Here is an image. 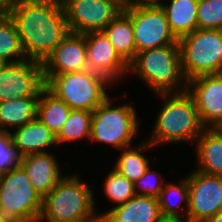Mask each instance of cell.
<instances>
[{
    "mask_svg": "<svg viewBox=\"0 0 222 222\" xmlns=\"http://www.w3.org/2000/svg\"><path fill=\"white\" fill-rule=\"evenodd\" d=\"M26 59L44 62L70 33L61 0H19L6 5Z\"/></svg>",
    "mask_w": 222,
    "mask_h": 222,
    "instance_id": "1",
    "label": "cell"
},
{
    "mask_svg": "<svg viewBox=\"0 0 222 222\" xmlns=\"http://www.w3.org/2000/svg\"><path fill=\"white\" fill-rule=\"evenodd\" d=\"M164 103L156 117L149 141L153 146L194 142L205 129L192 96L187 92L158 93Z\"/></svg>",
    "mask_w": 222,
    "mask_h": 222,
    "instance_id": "2",
    "label": "cell"
},
{
    "mask_svg": "<svg viewBox=\"0 0 222 222\" xmlns=\"http://www.w3.org/2000/svg\"><path fill=\"white\" fill-rule=\"evenodd\" d=\"M77 175H64L43 198L38 222H88L99 214L95 212L93 189Z\"/></svg>",
    "mask_w": 222,
    "mask_h": 222,
    "instance_id": "3",
    "label": "cell"
},
{
    "mask_svg": "<svg viewBox=\"0 0 222 222\" xmlns=\"http://www.w3.org/2000/svg\"><path fill=\"white\" fill-rule=\"evenodd\" d=\"M128 73L136 74L156 95L187 90V80L181 69L179 44L138 52L129 64Z\"/></svg>",
    "mask_w": 222,
    "mask_h": 222,
    "instance_id": "4",
    "label": "cell"
},
{
    "mask_svg": "<svg viewBox=\"0 0 222 222\" xmlns=\"http://www.w3.org/2000/svg\"><path fill=\"white\" fill-rule=\"evenodd\" d=\"M43 76L46 87L70 109L93 111L108 97L107 85H113L104 76L88 69Z\"/></svg>",
    "mask_w": 222,
    "mask_h": 222,
    "instance_id": "5",
    "label": "cell"
},
{
    "mask_svg": "<svg viewBox=\"0 0 222 222\" xmlns=\"http://www.w3.org/2000/svg\"><path fill=\"white\" fill-rule=\"evenodd\" d=\"M181 69L188 81L222 73V30L196 29L178 40Z\"/></svg>",
    "mask_w": 222,
    "mask_h": 222,
    "instance_id": "6",
    "label": "cell"
},
{
    "mask_svg": "<svg viewBox=\"0 0 222 222\" xmlns=\"http://www.w3.org/2000/svg\"><path fill=\"white\" fill-rule=\"evenodd\" d=\"M109 96L92 111L90 139L121 150L131 146L138 132L139 118L131 104L113 106Z\"/></svg>",
    "mask_w": 222,
    "mask_h": 222,
    "instance_id": "7",
    "label": "cell"
},
{
    "mask_svg": "<svg viewBox=\"0 0 222 222\" xmlns=\"http://www.w3.org/2000/svg\"><path fill=\"white\" fill-rule=\"evenodd\" d=\"M42 207V196L21 166L0 175V215L13 222H38Z\"/></svg>",
    "mask_w": 222,
    "mask_h": 222,
    "instance_id": "8",
    "label": "cell"
},
{
    "mask_svg": "<svg viewBox=\"0 0 222 222\" xmlns=\"http://www.w3.org/2000/svg\"><path fill=\"white\" fill-rule=\"evenodd\" d=\"M123 12L131 19L137 53L178 44L160 5L130 7Z\"/></svg>",
    "mask_w": 222,
    "mask_h": 222,
    "instance_id": "9",
    "label": "cell"
},
{
    "mask_svg": "<svg viewBox=\"0 0 222 222\" xmlns=\"http://www.w3.org/2000/svg\"><path fill=\"white\" fill-rule=\"evenodd\" d=\"M45 86L42 62L24 59L6 63L0 70V102L39 97Z\"/></svg>",
    "mask_w": 222,
    "mask_h": 222,
    "instance_id": "10",
    "label": "cell"
},
{
    "mask_svg": "<svg viewBox=\"0 0 222 222\" xmlns=\"http://www.w3.org/2000/svg\"><path fill=\"white\" fill-rule=\"evenodd\" d=\"M72 33L102 31L121 12L117 5L105 0H61Z\"/></svg>",
    "mask_w": 222,
    "mask_h": 222,
    "instance_id": "11",
    "label": "cell"
},
{
    "mask_svg": "<svg viewBox=\"0 0 222 222\" xmlns=\"http://www.w3.org/2000/svg\"><path fill=\"white\" fill-rule=\"evenodd\" d=\"M190 222H205L222 212V176L208 175L197 170L187 176Z\"/></svg>",
    "mask_w": 222,
    "mask_h": 222,
    "instance_id": "12",
    "label": "cell"
},
{
    "mask_svg": "<svg viewBox=\"0 0 222 222\" xmlns=\"http://www.w3.org/2000/svg\"><path fill=\"white\" fill-rule=\"evenodd\" d=\"M193 98L204 128L222 125V73L206 74L187 81V90Z\"/></svg>",
    "mask_w": 222,
    "mask_h": 222,
    "instance_id": "13",
    "label": "cell"
},
{
    "mask_svg": "<svg viewBox=\"0 0 222 222\" xmlns=\"http://www.w3.org/2000/svg\"><path fill=\"white\" fill-rule=\"evenodd\" d=\"M87 69L117 83L129 72V65L119 56L102 31L85 33ZM127 73V74H126Z\"/></svg>",
    "mask_w": 222,
    "mask_h": 222,
    "instance_id": "14",
    "label": "cell"
},
{
    "mask_svg": "<svg viewBox=\"0 0 222 222\" xmlns=\"http://www.w3.org/2000/svg\"><path fill=\"white\" fill-rule=\"evenodd\" d=\"M42 64L43 75L87 70L85 34L70 32Z\"/></svg>",
    "mask_w": 222,
    "mask_h": 222,
    "instance_id": "15",
    "label": "cell"
},
{
    "mask_svg": "<svg viewBox=\"0 0 222 222\" xmlns=\"http://www.w3.org/2000/svg\"><path fill=\"white\" fill-rule=\"evenodd\" d=\"M21 167L32 187L44 198L60 181L62 170L52 153L29 154L22 157Z\"/></svg>",
    "mask_w": 222,
    "mask_h": 222,
    "instance_id": "16",
    "label": "cell"
},
{
    "mask_svg": "<svg viewBox=\"0 0 222 222\" xmlns=\"http://www.w3.org/2000/svg\"><path fill=\"white\" fill-rule=\"evenodd\" d=\"M99 215L104 217L105 222H157L161 211L157 197L135 195Z\"/></svg>",
    "mask_w": 222,
    "mask_h": 222,
    "instance_id": "17",
    "label": "cell"
},
{
    "mask_svg": "<svg viewBox=\"0 0 222 222\" xmlns=\"http://www.w3.org/2000/svg\"><path fill=\"white\" fill-rule=\"evenodd\" d=\"M12 132L14 145L22 157L29 154L46 153L48 152L45 150L46 148L58 144L56 134L37 118Z\"/></svg>",
    "mask_w": 222,
    "mask_h": 222,
    "instance_id": "18",
    "label": "cell"
},
{
    "mask_svg": "<svg viewBox=\"0 0 222 222\" xmlns=\"http://www.w3.org/2000/svg\"><path fill=\"white\" fill-rule=\"evenodd\" d=\"M197 171L222 176V133L218 128H205L195 141Z\"/></svg>",
    "mask_w": 222,
    "mask_h": 222,
    "instance_id": "19",
    "label": "cell"
},
{
    "mask_svg": "<svg viewBox=\"0 0 222 222\" xmlns=\"http://www.w3.org/2000/svg\"><path fill=\"white\" fill-rule=\"evenodd\" d=\"M199 0H170L160 3L170 31L177 40L197 29V6Z\"/></svg>",
    "mask_w": 222,
    "mask_h": 222,
    "instance_id": "20",
    "label": "cell"
},
{
    "mask_svg": "<svg viewBox=\"0 0 222 222\" xmlns=\"http://www.w3.org/2000/svg\"><path fill=\"white\" fill-rule=\"evenodd\" d=\"M102 32L119 56L129 65L137 55L131 19L121 12Z\"/></svg>",
    "mask_w": 222,
    "mask_h": 222,
    "instance_id": "21",
    "label": "cell"
},
{
    "mask_svg": "<svg viewBox=\"0 0 222 222\" xmlns=\"http://www.w3.org/2000/svg\"><path fill=\"white\" fill-rule=\"evenodd\" d=\"M70 107L46 86L41 90L38 102L36 118L46 125L54 134H58L68 119Z\"/></svg>",
    "mask_w": 222,
    "mask_h": 222,
    "instance_id": "22",
    "label": "cell"
},
{
    "mask_svg": "<svg viewBox=\"0 0 222 222\" xmlns=\"http://www.w3.org/2000/svg\"><path fill=\"white\" fill-rule=\"evenodd\" d=\"M39 97H25L0 102V129L18 128L36 118ZM11 126V127H10Z\"/></svg>",
    "mask_w": 222,
    "mask_h": 222,
    "instance_id": "23",
    "label": "cell"
},
{
    "mask_svg": "<svg viewBox=\"0 0 222 222\" xmlns=\"http://www.w3.org/2000/svg\"><path fill=\"white\" fill-rule=\"evenodd\" d=\"M139 146L121 149L122 153L114 164V169L129 181L135 182L141 178L150 167L149 160L142 154L143 150L154 147L149 141H143ZM134 147V148H133Z\"/></svg>",
    "mask_w": 222,
    "mask_h": 222,
    "instance_id": "24",
    "label": "cell"
},
{
    "mask_svg": "<svg viewBox=\"0 0 222 222\" xmlns=\"http://www.w3.org/2000/svg\"><path fill=\"white\" fill-rule=\"evenodd\" d=\"M0 58L6 63L26 59L16 25L7 13L0 19Z\"/></svg>",
    "mask_w": 222,
    "mask_h": 222,
    "instance_id": "25",
    "label": "cell"
},
{
    "mask_svg": "<svg viewBox=\"0 0 222 222\" xmlns=\"http://www.w3.org/2000/svg\"><path fill=\"white\" fill-rule=\"evenodd\" d=\"M92 111L71 109L68 119L56 135L58 145L65 142L90 139Z\"/></svg>",
    "mask_w": 222,
    "mask_h": 222,
    "instance_id": "26",
    "label": "cell"
},
{
    "mask_svg": "<svg viewBox=\"0 0 222 222\" xmlns=\"http://www.w3.org/2000/svg\"><path fill=\"white\" fill-rule=\"evenodd\" d=\"M161 190L160 196L158 197L159 206L161 214L164 215H177L182 216L181 213H185L187 217V212L189 208V189H188V179L187 177L179 182V185L173 183H166ZM176 197V199H175ZM176 200V201H175ZM185 203V211L180 212L179 205Z\"/></svg>",
    "mask_w": 222,
    "mask_h": 222,
    "instance_id": "27",
    "label": "cell"
},
{
    "mask_svg": "<svg viewBox=\"0 0 222 222\" xmlns=\"http://www.w3.org/2000/svg\"><path fill=\"white\" fill-rule=\"evenodd\" d=\"M104 193L110 201L116 203L115 206L127 202L136 195L133 182L129 181L114 168H112V171L109 172L105 179Z\"/></svg>",
    "mask_w": 222,
    "mask_h": 222,
    "instance_id": "28",
    "label": "cell"
},
{
    "mask_svg": "<svg viewBox=\"0 0 222 222\" xmlns=\"http://www.w3.org/2000/svg\"><path fill=\"white\" fill-rule=\"evenodd\" d=\"M197 28L222 30V0H199Z\"/></svg>",
    "mask_w": 222,
    "mask_h": 222,
    "instance_id": "29",
    "label": "cell"
},
{
    "mask_svg": "<svg viewBox=\"0 0 222 222\" xmlns=\"http://www.w3.org/2000/svg\"><path fill=\"white\" fill-rule=\"evenodd\" d=\"M22 156L14 145L11 131L0 129V175L21 166Z\"/></svg>",
    "mask_w": 222,
    "mask_h": 222,
    "instance_id": "30",
    "label": "cell"
},
{
    "mask_svg": "<svg viewBox=\"0 0 222 222\" xmlns=\"http://www.w3.org/2000/svg\"><path fill=\"white\" fill-rule=\"evenodd\" d=\"M150 169L151 168L149 167L141 178L133 182L134 191L136 195H145L158 198L165 184L164 177L161 178L162 176H160L159 173L154 170L151 171ZM155 178L159 181H157ZM138 189H140V191Z\"/></svg>",
    "mask_w": 222,
    "mask_h": 222,
    "instance_id": "31",
    "label": "cell"
},
{
    "mask_svg": "<svg viewBox=\"0 0 222 222\" xmlns=\"http://www.w3.org/2000/svg\"><path fill=\"white\" fill-rule=\"evenodd\" d=\"M160 0H128V8L138 6H158Z\"/></svg>",
    "mask_w": 222,
    "mask_h": 222,
    "instance_id": "32",
    "label": "cell"
},
{
    "mask_svg": "<svg viewBox=\"0 0 222 222\" xmlns=\"http://www.w3.org/2000/svg\"><path fill=\"white\" fill-rule=\"evenodd\" d=\"M182 217L183 216L161 214L157 222H190L187 217H185L186 220Z\"/></svg>",
    "mask_w": 222,
    "mask_h": 222,
    "instance_id": "33",
    "label": "cell"
},
{
    "mask_svg": "<svg viewBox=\"0 0 222 222\" xmlns=\"http://www.w3.org/2000/svg\"><path fill=\"white\" fill-rule=\"evenodd\" d=\"M105 1L117 5L122 11H125L128 8V0H105Z\"/></svg>",
    "mask_w": 222,
    "mask_h": 222,
    "instance_id": "34",
    "label": "cell"
},
{
    "mask_svg": "<svg viewBox=\"0 0 222 222\" xmlns=\"http://www.w3.org/2000/svg\"><path fill=\"white\" fill-rule=\"evenodd\" d=\"M205 222H222V212H218L211 218L207 219Z\"/></svg>",
    "mask_w": 222,
    "mask_h": 222,
    "instance_id": "35",
    "label": "cell"
},
{
    "mask_svg": "<svg viewBox=\"0 0 222 222\" xmlns=\"http://www.w3.org/2000/svg\"><path fill=\"white\" fill-rule=\"evenodd\" d=\"M6 14V5L0 2V19Z\"/></svg>",
    "mask_w": 222,
    "mask_h": 222,
    "instance_id": "36",
    "label": "cell"
},
{
    "mask_svg": "<svg viewBox=\"0 0 222 222\" xmlns=\"http://www.w3.org/2000/svg\"><path fill=\"white\" fill-rule=\"evenodd\" d=\"M88 222H105V219L103 216L98 215L97 217H95L94 219L88 221Z\"/></svg>",
    "mask_w": 222,
    "mask_h": 222,
    "instance_id": "37",
    "label": "cell"
},
{
    "mask_svg": "<svg viewBox=\"0 0 222 222\" xmlns=\"http://www.w3.org/2000/svg\"><path fill=\"white\" fill-rule=\"evenodd\" d=\"M0 222H13L10 219L4 218L2 215H0Z\"/></svg>",
    "mask_w": 222,
    "mask_h": 222,
    "instance_id": "38",
    "label": "cell"
},
{
    "mask_svg": "<svg viewBox=\"0 0 222 222\" xmlns=\"http://www.w3.org/2000/svg\"><path fill=\"white\" fill-rule=\"evenodd\" d=\"M5 5L19 0H1Z\"/></svg>",
    "mask_w": 222,
    "mask_h": 222,
    "instance_id": "39",
    "label": "cell"
},
{
    "mask_svg": "<svg viewBox=\"0 0 222 222\" xmlns=\"http://www.w3.org/2000/svg\"><path fill=\"white\" fill-rule=\"evenodd\" d=\"M6 62L0 58V70L5 66Z\"/></svg>",
    "mask_w": 222,
    "mask_h": 222,
    "instance_id": "40",
    "label": "cell"
},
{
    "mask_svg": "<svg viewBox=\"0 0 222 222\" xmlns=\"http://www.w3.org/2000/svg\"><path fill=\"white\" fill-rule=\"evenodd\" d=\"M218 129L222 133V125Z\"/></svg>",
    "mask_w": 222,
    "mask_h": 222,
    "instance_id": "41",
    "label": "cell"
}]
</instances>
